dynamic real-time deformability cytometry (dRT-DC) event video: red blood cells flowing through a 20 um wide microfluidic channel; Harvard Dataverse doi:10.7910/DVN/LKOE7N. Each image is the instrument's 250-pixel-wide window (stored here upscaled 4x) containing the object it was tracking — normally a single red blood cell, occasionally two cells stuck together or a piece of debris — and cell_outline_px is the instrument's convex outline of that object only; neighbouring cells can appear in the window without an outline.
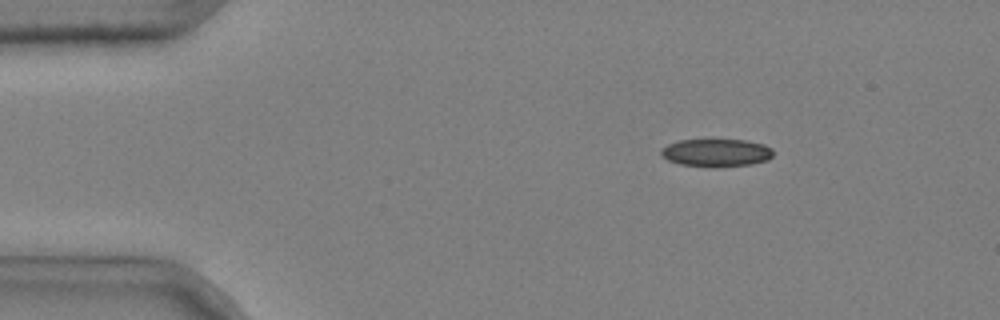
{"species": "common noctule bat (a hibernating species)", "species_latin": "Nyctalus noctula", "temperature_condition": "cold", "stored_images_in_passage": 4, "camera_frame_rate_fps": 3000, "um_per_image_px": 0.085, "animal": {"sex": "male", "body_mass_g": 20.4}, "frame": {"image": 1, "passage_image": 2, "time_ms": 0.333, "image_size_px": [1000, 320], "cell_outline_px": [[772, 156], [768, 160], [752, 164], [720, 168], [708, 168], [680, 164], [668, 160], [660, 152], [668, 144], [680, 140], [748, 140], [764, 144], [772, 148]], "centroid_in_image_um": [60.93, 13.0], "position_along_channel_um": 24.1, "area_um2": 18.38}}
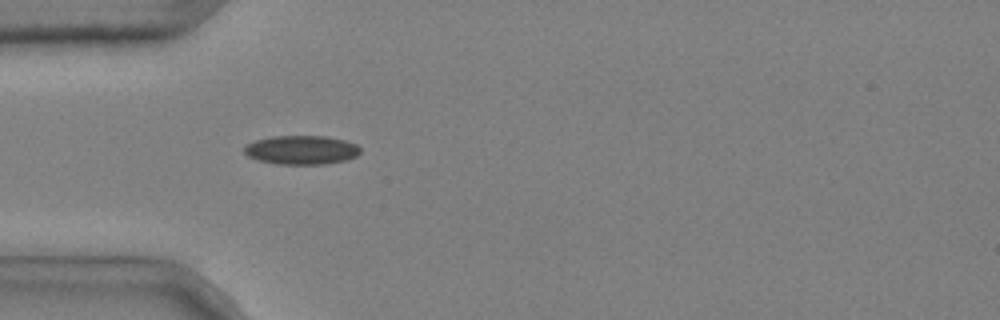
{"frame": {"image": 2, "passage_image": 4, "time_ms": 1.0, "image_size_px": [1000, 320], "cell_outline_px": [[360, 152], [356, 156], [348, 160], [324, 164], [276, 164], [260, 160], [248, 156], [244, 152], [244, 148], [248, 144], [256, 140], [272, 136], [324, 136], [344, 140], [356, 144], [360, 148]], "centroid_in_image_um": [25.65, 12.75], "position_along_channel_um": 59.4, "area_um2": 19.48}}